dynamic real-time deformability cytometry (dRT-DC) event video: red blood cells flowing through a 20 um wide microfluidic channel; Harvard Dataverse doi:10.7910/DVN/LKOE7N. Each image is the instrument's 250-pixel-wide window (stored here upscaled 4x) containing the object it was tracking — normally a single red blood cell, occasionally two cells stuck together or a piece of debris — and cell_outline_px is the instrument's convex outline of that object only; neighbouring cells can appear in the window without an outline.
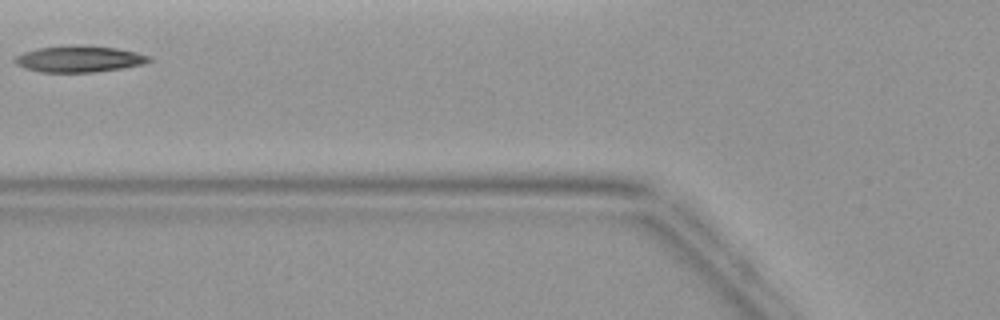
{"species": "common noctule bat (a hibernating species)", "species_latin": "Nyctalus noctula", "temperature_condition": "warm", "stored_images_in_passage": 3, "camera_frame_rate_fps": 3000, "um_per_image_px": 0.085, "animal": {"sex": "female", "body_mass_g": 19.9}, "frame": {"image": 1, "passage_image": 3, "time_ms": 2.333, "image_size_px": [1000, 320], "cell_outline_px": [[152, 60], [144, 64], [120, 68], [92, 72], [40, 72], [24, 68], [16, 64], [12, 60], [16, 56], [24, 52], [40, 48], [72, 44], [84, 44], [116, 48], [136, 52], [152, 56]], "centroid_in_image_um": [6.73, 5.0], "position_along_channel_um": 119.1, "area_um2": 20.81}}